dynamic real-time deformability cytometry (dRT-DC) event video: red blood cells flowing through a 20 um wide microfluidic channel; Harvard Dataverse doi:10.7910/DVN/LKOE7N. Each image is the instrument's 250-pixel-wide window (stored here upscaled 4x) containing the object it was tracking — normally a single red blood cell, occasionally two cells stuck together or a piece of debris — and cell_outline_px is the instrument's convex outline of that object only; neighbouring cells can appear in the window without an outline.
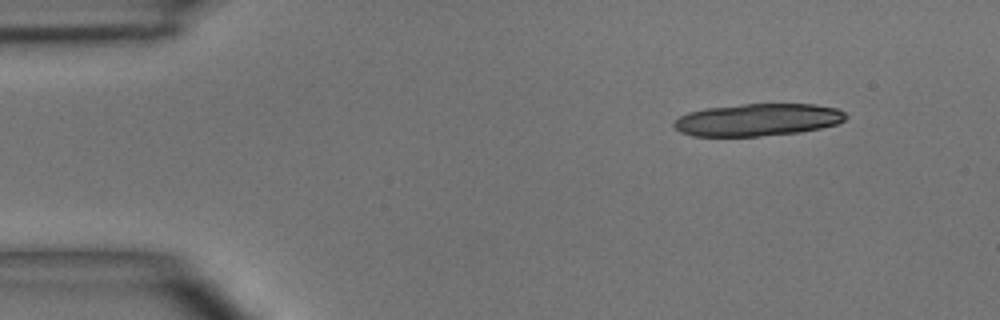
{"species": "common noctule bat (a hibernating species)", "species_latin": "Nyctalus noctula", "temperature_condition": "room temperature", "stored_images_in_passage": 5, "camera_frame_rate_fps": 3000, "um_per_image_px": 0.085, "animal": {"sex": "male", "body_mass_g": 15.6}, "frame": {"image": 1, "passage_image": 1, "time_ms": 0.0, "image_size_px": [1000, 320], "cell_outline_px": [[848, 116], [844, 120], [836, 124], [820, 128], [800, 132], [760, 136], [692, 136], [680, 132], [672, 124], [680, 116], [688, 112], [704, 108], [744, 104], [816, 104], [836, 108], [844, 112]], "centroid_in_image_um": [64.4, 10.18], "position_along_channel_um": 20.6, "area_um2": 32.43}}
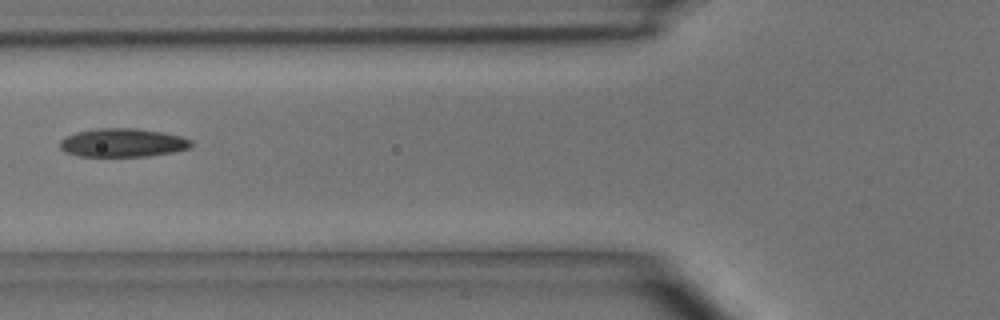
{"frame": {"image": 2, "passage_image": 5, "time_ms": 4.667, "image_size_px": [1000, 320], "cell_outline_px": [[192, 144], [188, 148], [172, 152], [148, 156], [80, 156], [64, 152], [60, 148], [60, 140], [76, 132], [96, 128], [136, 128], [160, 132], [180, 136], [192, 140]], "centroid_in_image_um": [10.4, 12.13], "position_along_channel_um": 115.4, "area_um2": 21.68}}